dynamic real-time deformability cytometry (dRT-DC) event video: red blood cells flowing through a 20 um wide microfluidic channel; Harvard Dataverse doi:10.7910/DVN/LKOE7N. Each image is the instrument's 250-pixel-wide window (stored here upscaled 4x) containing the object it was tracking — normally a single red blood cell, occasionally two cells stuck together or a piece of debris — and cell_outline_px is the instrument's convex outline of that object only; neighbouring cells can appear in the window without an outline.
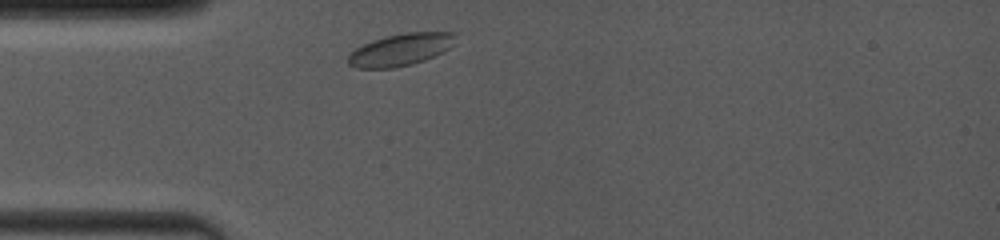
{"species": "common noctule bat (a hibernating species)", "species_latin": "Nyctalus noctula", "temperature_condition": "room temperature", "stored_images_in_passage": 2, "camera_frame_rate_fps": 4000, "um_per_image_px": 0.085, "animal": {"sex": "female", "body_mass_g": 19.0, "forearm_length_mm": 53.3}, "frame": {"image": 1, "passage_image": 1, "time_ms": 0.0, "image_size_px": [1000, 240], "cell_outline_px": [[456, 36], [448, 48], [424, 60], [412, 64], [396, 68], [356, 68], [348, 64], [348, 56], [356, 48], [372, 40], [384, 36], [404, 32], [456, 32]], "centroid_in_image_um": [34.01, 4.21], "position_along_channel_um": 51.0, "area_um2": 19.94}}